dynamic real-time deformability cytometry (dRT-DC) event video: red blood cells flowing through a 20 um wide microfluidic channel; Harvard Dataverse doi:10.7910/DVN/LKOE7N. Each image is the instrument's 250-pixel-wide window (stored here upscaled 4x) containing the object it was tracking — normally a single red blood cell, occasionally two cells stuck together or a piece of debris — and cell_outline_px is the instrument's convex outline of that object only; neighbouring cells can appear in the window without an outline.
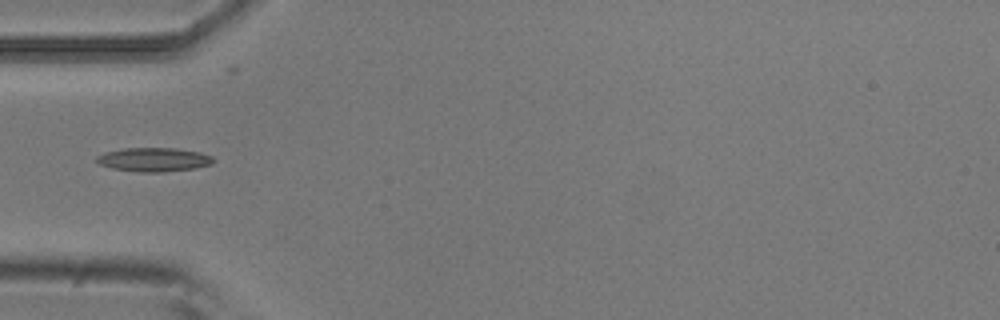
{"species": "common noctule bat (a hibernating species)", "species_latin": "Nyctalus noctula", "temperature_condition": "room temperature", "stored_images_in_passage": 8, "camera_frame_rate_fps": 3000, "um_per_image_px": 0.085, "animal": {"sex": "male", "body_mass_g": 20.5, "forearm_length_mm": 52.5}, "frame": {"image": 1, "passage_image": 5, "time_ms": 1.333, "image_size_px": [1000, 320], "cell_outline_px": [[216, 160], [212, 164], [192, 168], [164, 172], [136, 172], [112, 168], [100, 164], [96, 160], [96, 156], [104, 152], [124, 148], [176, 148], [200, 152], [212, 156]], "centroid_in_image_um": [13.07, 13.56], "position_along_channel_um": 71.9, "area_um2": 16.3}}
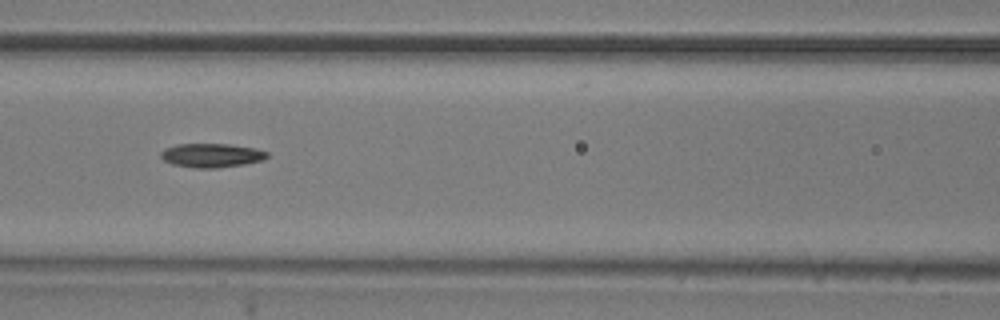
{"frame": {"image": 2, "passage_image": 7, "time_ms": 2.0, "image_size_px": [1000, 320], "cell_outline_px": [[268, 156], [264, 160], [244, 164], [216, 168], [192, 168], [172, 164], [164, 160], [160, 156], [160, 152], [164, 148], [176, 144], [228, 144], [256, 148], [268, 152]], "centroid_in_image_um": [17.97, 13.2], "position_along_channel_um": 148.6, "area_um2": 14.97}}
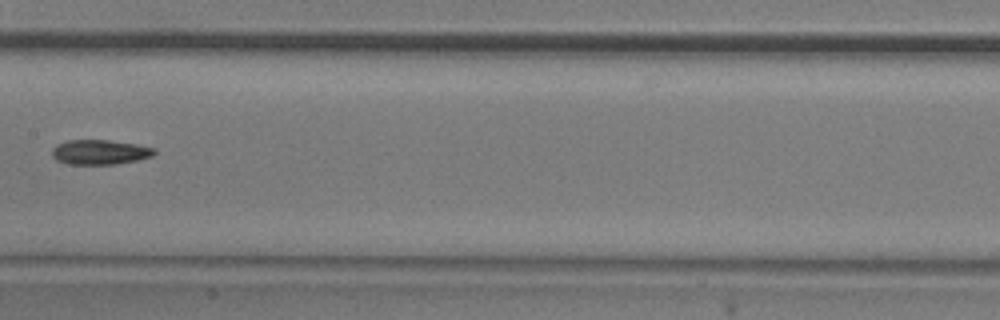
{"frame": {"image": 3, "passage_image": 8, "time_ms": 2.333, "image_size_px": [1000, 320], "cell_outline_px": [[156, 152], [152, 156], [136, 160], [116, 164], [68, 164], [56, 160], [52, 156], [52, 148], [56, 144], [68, 140], [108, 140], [136, 144], [156, 148]], "centroid_in_image_um": [8.47, 12.92], "position_along_channel_um": 198.9, "area_um2": 14.8}}